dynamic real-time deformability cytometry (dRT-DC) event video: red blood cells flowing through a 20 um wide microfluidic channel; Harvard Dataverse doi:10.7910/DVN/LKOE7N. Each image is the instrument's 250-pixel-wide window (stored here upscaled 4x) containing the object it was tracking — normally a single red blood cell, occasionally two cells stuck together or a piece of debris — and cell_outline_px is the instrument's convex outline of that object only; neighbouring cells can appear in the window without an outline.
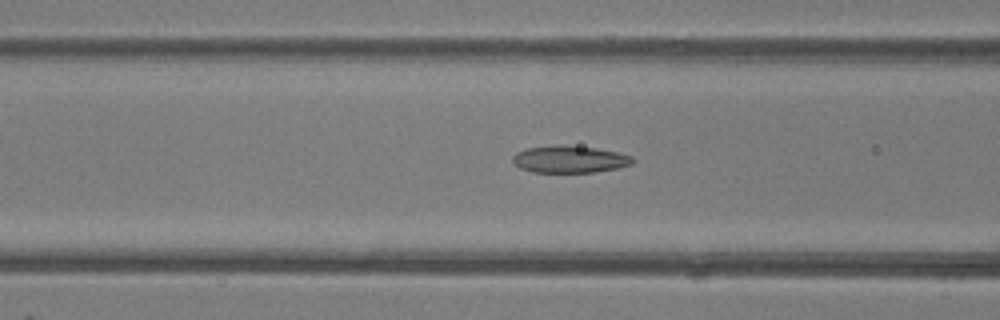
{"species": "common noctule bat (a hibernating species)", "species_latin": "Nyctalus noctula", "temperature_condition": "room temperature", "stored_images_in_passage": 39, "camera_frame_rate_fps": 3000, "um_per_image_px": 0.085, "animal": {"sex": "female"}, "frame": {"image": 1, "passage_image": 19, "time_ms": 6.0, "image_size_px": [1000, 320], "cell_outline_px": [[632, 164], [616, 168], [596, 172], [532, 172], [520, 168], [512, 160], [512, 156], [516, 152], [524, 148], [596, 148], [616, 152], [632, 156]], "centroid_in_image_um": [48.41, 13.59], "position_along_channel_um": 118.2, "area_um2": 17.92}}
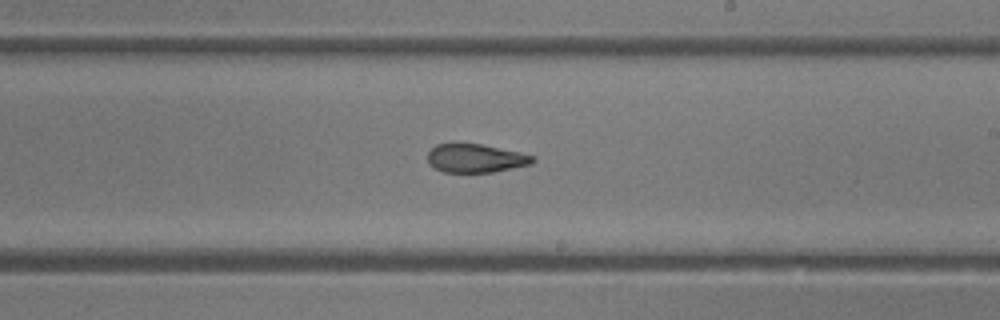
{"frame": {"image": 2, "passage_image": 28, "time_ms": 9.0, "image_size_px": [1000, 320], "cell_outline_px": [[536, 160], [532, 164], [492, 172], [444, 172], [432, 168], [428, 164], [428, 152], [436, 144], [452, 140], [456, 140], [480, 144], [520, 152], [536, 156]], "centroid_in_image_um": [40.37, 13.41], "position_along_channel_um": 248.6, "area_um2": 18.21}}
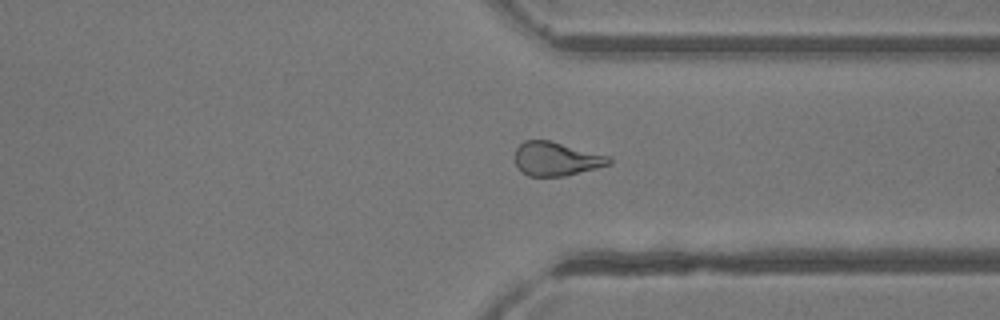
{"frame": {"image": 3, "passage_image": 36, "time_ms": 11.667, "image_size_px": [1000, 320], "cell_outline_px": [[612, 164], [564, 176], [528, 176], [520, 172], [516, 164], [516, 148], [524, 140], [548, 140], [608, 156], [612, 160]], "centroid_in_image_um": [47.25, 13.51], "position_along_channel_um": 364.1, "area_um2": 18.32}}